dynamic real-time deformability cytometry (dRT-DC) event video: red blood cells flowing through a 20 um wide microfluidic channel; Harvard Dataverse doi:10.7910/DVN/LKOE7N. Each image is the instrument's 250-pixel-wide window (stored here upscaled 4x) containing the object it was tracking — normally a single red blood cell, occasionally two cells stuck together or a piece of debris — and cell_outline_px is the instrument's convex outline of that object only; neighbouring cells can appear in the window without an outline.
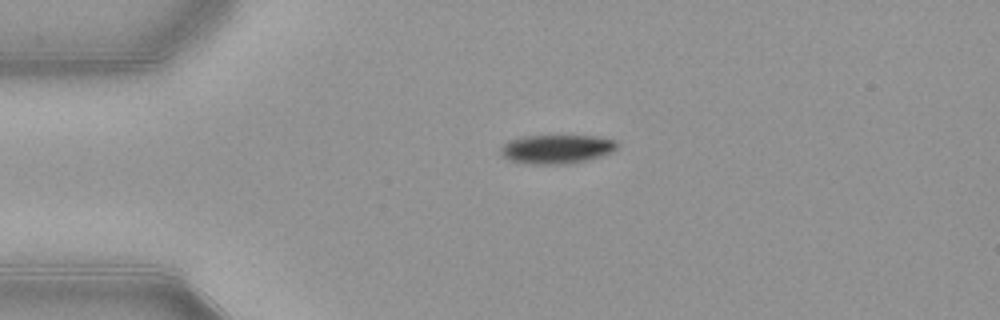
{"species": "common noctule bat (a hibernating species)", "species_latin": "Nyctalus noctula", "temperature_condition": "warm", "stored_images_in_passage": 42, "camera_frame_rate_fps": 3000, "um_per_image_px": 0.085, "animal": {"sex": "female", "body_mass_g": 21.9}, "frame": {"image": 1, "passage_image": 1, "time_ms": 0.0, "image_size_px": [1000, 320], "cell_outline_px": [[620, 144], [612, 152], [588, 160], [560, 164], [528, 164], [508, 160], [500, 152], [500, 144], [508, 140], [524, 136], [600, 136], [616, 140]], "centroid_in_image_um": [47.3, 12.66], "position_along_channel_um": 37.7, "area_um2": 19.83}}
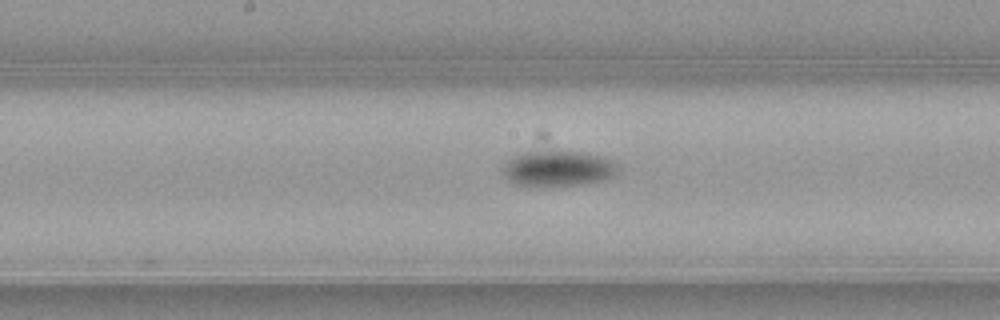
{"frame": {"image": 2, "passage_image": 16, "time_ms": 5.0, "image_size_px": [1000, 320], "cell_outline_px": [[620, 168], [612, 176], [604, 180], [584, 184], [516, 184], [508, 180], [504, 172], [504, 164], [508, 160], [524, 152], [580, 152], [604, 156], [620, 164]], "centroid_in_image_um": [47.53, 14.3], "position_along_channel_um": 200.7, "area_um2": 23.12}}
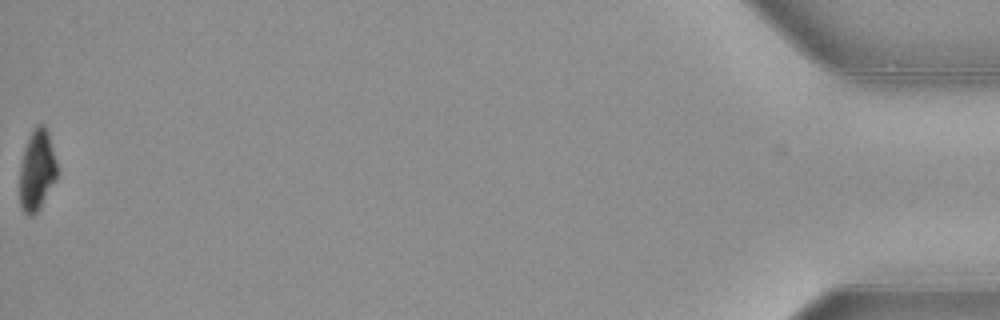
{"frame": {"image": 3, "passage_image": 42, "time_ms": 13.667, "image_size_px": [1000, 320], "cell_outline_px": [[56, 180], [40, 208], [32, 216], [28, 216], [24, 212], [20, 204], [20, 164], [24, 148], [36, 124], [44, 124], [48, 132], [56, 160]], "centroid_in_image_um": [3.13, 14.48], "position_along_channel_um": 432.1, "area_um2": 17.51}, "authors_computed_cell_mechanics": {"area_um2": 21.7039, "velocity_mm_per_s": 3.899, "shape_relaxation_time_tau1_ms": 3.0279, "shape_relaxation_time_tau2_ms": null, "deformation_change_tau1": 0.1391, "deformation_change_tau2": null}}